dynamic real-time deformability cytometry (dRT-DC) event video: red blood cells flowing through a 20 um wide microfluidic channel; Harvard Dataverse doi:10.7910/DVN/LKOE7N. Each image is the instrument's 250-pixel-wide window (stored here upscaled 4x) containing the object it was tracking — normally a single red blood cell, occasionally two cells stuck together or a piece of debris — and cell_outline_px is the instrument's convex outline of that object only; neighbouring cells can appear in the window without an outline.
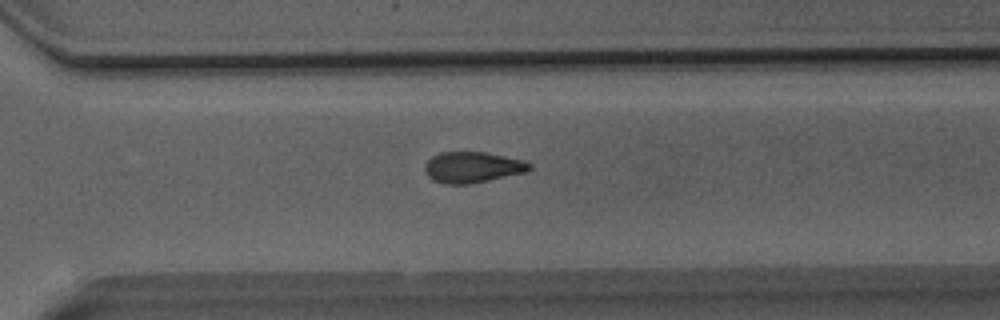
{"species": "Egyptian fruit bat (a non-hibernating species)", "species_latin": "Rousettus aegyptiacus", "temperature_condition": "room temperature", "stored_images_in_passage": 21, "camera_frame_rate_fps": 3000, "um_per_image_px": 0.085, "animal": {"sex": "male"}, "frame": {"image": 1, "passage_image": 18, "time_ms": 5.667, "image_size_px": [1000, 320], "cell_outline_px": [[532, 168], [524, 172], [488, 180], [468, 184], [444, 184], [432, 180], [424, 172], [424, 164], [432, 156], [440, 152], [484, 152], [524, 160], [532, 164]], "centroid_in_image_um": [40.12, 14.21], "position_along_channel_um": 330.5, "area_um2": 18.84}}